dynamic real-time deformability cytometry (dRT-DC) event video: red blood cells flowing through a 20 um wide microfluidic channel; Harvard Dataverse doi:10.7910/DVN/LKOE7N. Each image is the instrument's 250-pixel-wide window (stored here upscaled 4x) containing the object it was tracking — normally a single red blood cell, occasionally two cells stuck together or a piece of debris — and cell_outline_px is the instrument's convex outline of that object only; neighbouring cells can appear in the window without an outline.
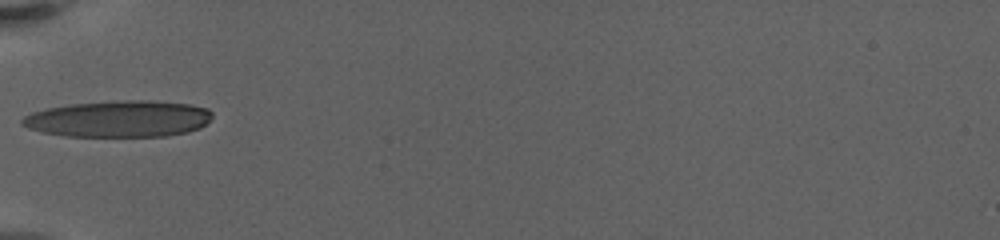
{"species": "human", "species_latin": "Homo sapiens", "temperature_condition": "warm", "stored_images_in_passage": 34, "camera_frame_rate_fps": 3000, "um_per_image_px": 0.085, "donor": {"sex": "female"}, "frame": {"image": 1, "passage_image": 1, "time_ms": 0.0, "image_size_px": [1000, 240], "cell_outline_px": [[212, 116], [200, 128], [188, 132], [164, 136], [64, 136], [44, 132], [28, 128], [20, 124], [20, 120], [24, 116], [32, 112], [48, 108], [72, 104], [116, 100], [152, 100], [188, 104], [208, 108], [212, 112]], "centroid_in_image_um": [10.09, 10.09], "position_along_channel_um": 74.9, "area_um2": 40.46}}
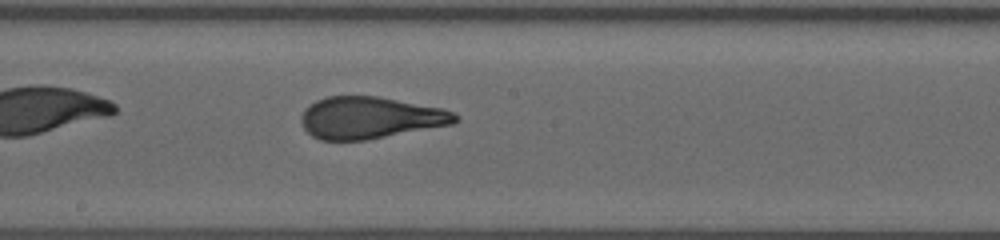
{"frame": {"image": 2, "passage_image": 12, "time_ms": 4.333, "image_size_px": [1000, 240], "cell_outline_px": [[460, 120], [452, 124], [364, 140], [320, 140], [312, 136], [304, 128], [300, 120], [304, 112], [316, 100], [328, 96], [376, 96], [444, 108], [456, 112], [460, 116]], "centroid_in_image_um": [31.51, 10.0], "position_along_channel_um": 216.7, "area_um2": 37.4}}
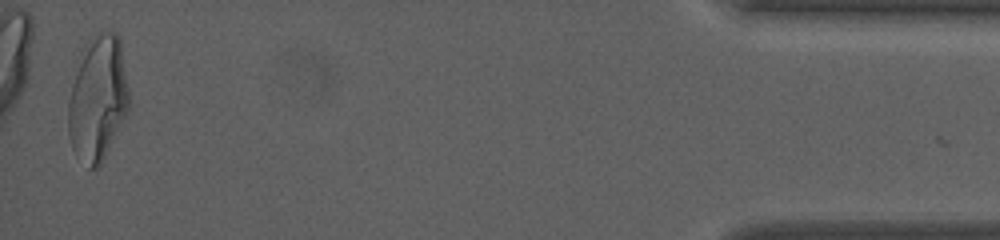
{"frame": {"image": 3, "passage_image": 34, "time_ms": 13.0, "image_size_px": [1000, 240], "cell_outline_px": [[128, 108], [100, 168], [88, 168], [72, 148], [68, 136], [68, 104], [80, 52], [88, 40], [104, 32], [116, 32], [120, 36], [128, 88]], "centroid_in_image_um": [8.3, 8.37], "position_along_channel_um": 426.9, "area_um2": 43.93}, "authors_computed_cell_mechanics": {"area_um2": 38.2925, "velocity_mm_per_s": 3.2898, "shape_relaxation_time_tau1_ms": 10.8059, "shape_relaxation_time_tau2_ms": 0.8651, "deformation_change_tau1": 0.352, "deformation_change_tau2": 0.0889}}